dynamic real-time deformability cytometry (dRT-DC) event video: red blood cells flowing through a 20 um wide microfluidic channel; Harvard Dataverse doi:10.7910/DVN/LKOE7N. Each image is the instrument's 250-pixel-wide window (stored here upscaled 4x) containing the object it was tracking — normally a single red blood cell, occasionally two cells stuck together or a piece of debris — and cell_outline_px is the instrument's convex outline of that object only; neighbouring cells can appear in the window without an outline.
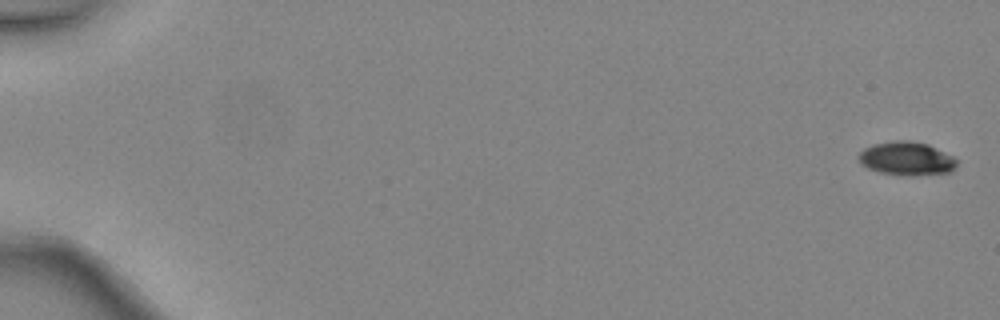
{"species": "common noctule bat (a hibernating species)", "species_latin": "Nyctalus noctula", "temperature_condition": "warm", "stored_images_in_passage": 5, "camera_frame_rate_fps": 3000, "um_per_image_px": 0.085, "animal": {"sex": "female", "body_mass_g": 24.6, "forearm_length_mm": 56.2}, "frame": {"image": 1, "passage_image": 1, "time_ms": 0.0, "image_size_px": [1000, 320], "cell_outline_px": [[956, 164], [952, 172], [908, 176], [880, 172], [868, 168], [860, 164], [856, 156], [864, 148], [872, 144], [896, 140], [908, 140], [928, 144], [952, 156], [956, 160]], "centroid_in_image_um": [77.02, 13.47], "position_along_channel_um": 8.0, "area_um2": 19.25}}
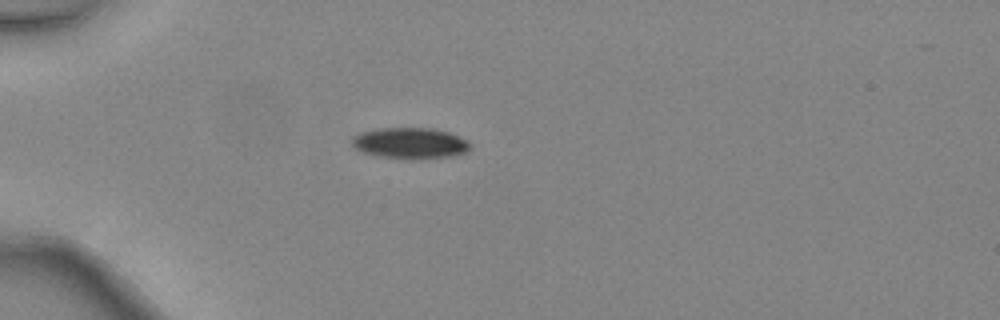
{"frame": {"image": 2, "passage_image": 4, "time_ms": 1.0, "image_size_px": [1000, 320], "cell_outline_px": [[472, 144], [468, 152], [452, 156], [376, 156], [364, 152], [356, 148], [352, 144], [352, 136], [360, 132], [376, 128], [432, 128], [448, 132], [468, 140]], "centroid_in_image_um": [34.86, 12.11], "position_along_channel_um": 50.1, "area_um2": 20.63}}